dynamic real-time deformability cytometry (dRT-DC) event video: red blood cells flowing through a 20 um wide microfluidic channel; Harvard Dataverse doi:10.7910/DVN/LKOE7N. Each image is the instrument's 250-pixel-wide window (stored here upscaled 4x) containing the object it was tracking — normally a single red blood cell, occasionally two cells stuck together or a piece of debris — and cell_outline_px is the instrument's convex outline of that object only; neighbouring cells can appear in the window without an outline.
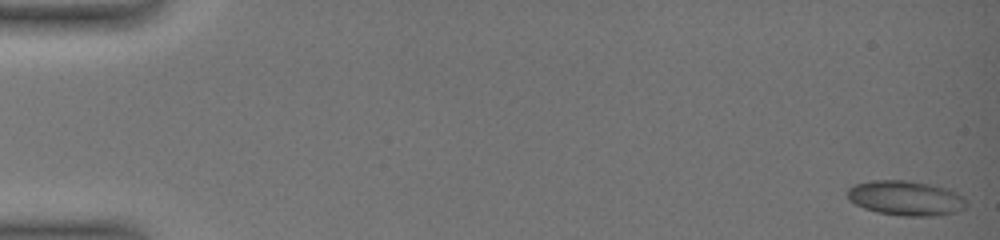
{"species": "common noctule bat (a hibernating species)", "species_latin": "Nyctalus noctula", "temperature_condition": "warm", "stored_images_in_passage": 36, "camera_frame_rate_fps": 3000, "um_per_image_px": 0.085, "animal": {"sex": "female", "body_mass_g": 19.0, "forearm_length_mm": 51.5}, "frame": {"image": 1, "passage_image": 1, "time_ms": 0.0, "image_size_px": [1000, 240], "cell_outline_px": [[968, 204], [964, 208], [940, 216], [900, 216], [876, 212], [864, 208], [848, 200], [844, 192], [848, 188], [856, 184], [872, 180], [908, 180], [948, 188], [956, 192], [968, 200]], "centroid_in_image_um": [76.97, 16.84], "position_along_channel_um": 8.0, "area_um2": 24.45}}
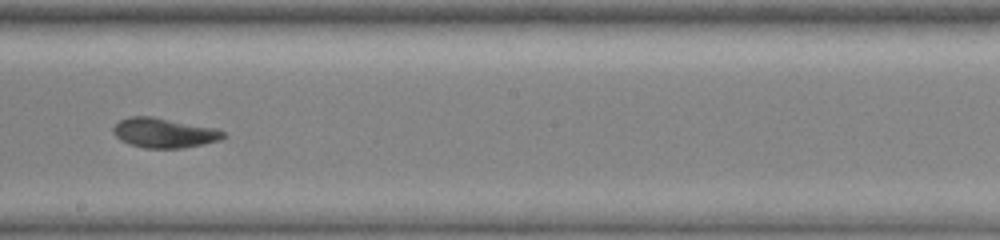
{"frame": {"image": 2, "passage_image": 21, "time_ms": 11.0, "image_size_px": [1000, 240], "cell_outline_px": [[224, 136], [216, 140], [200, 144], [180, 148], [144, 148], [128, 144], [120, 140], [112, 132], [112, 128], [120, 120], [128, 116], [152, 116], [216, 128], [224, 132]], "centroid_in_image_um": [13.86, 11.28], "position_along_channel_um": 234.3, "area_um2": 18.9}}
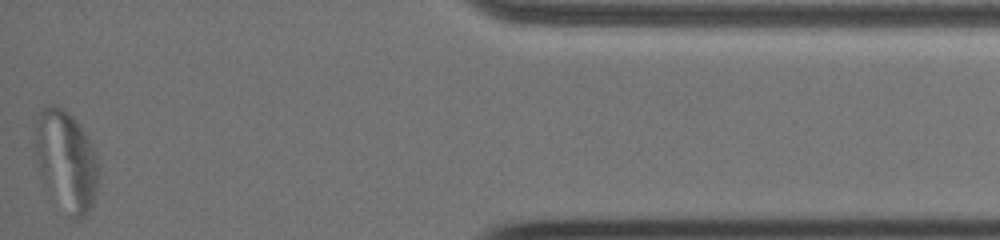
{"frame": {"image": 3, "passage_image": 36, "time_ms": 17.667, "image_size_px": [1000, 240], "cell_outline_px": [[96, 184], [92, 204], [76, 220], [68, 216], [40, 168], [36, 160], [36, 128], [40, 112], [44, 104], [56, 104], [64, 108], [80, 124], [92, 148], [96, 164]], "centroid_in_image_um": [5.61, 13.53], "position_along_channel_um": 429.6, "area_um2": 34.85}}